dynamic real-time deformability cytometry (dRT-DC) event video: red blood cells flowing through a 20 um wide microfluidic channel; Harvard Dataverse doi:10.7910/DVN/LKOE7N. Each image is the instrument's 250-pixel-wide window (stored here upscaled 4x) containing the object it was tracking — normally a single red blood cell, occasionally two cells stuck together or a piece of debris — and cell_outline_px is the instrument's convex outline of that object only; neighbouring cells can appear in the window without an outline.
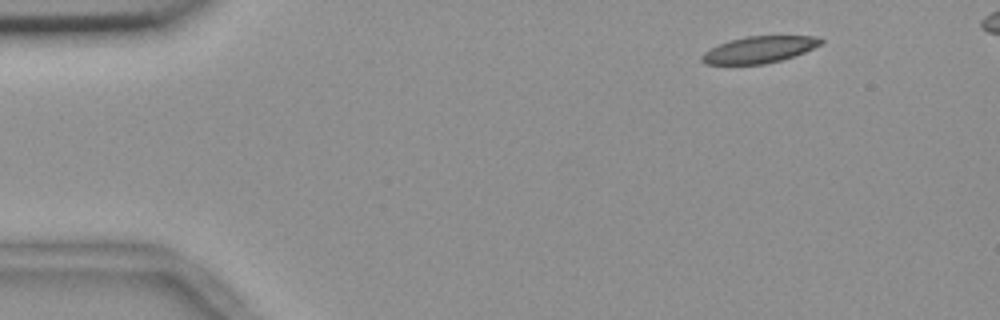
{"species": "common noctule bat (a hibernating species)", "species_latin": "Nyctalus noctula", "temperature_condition": "room temperature", "stored_images_in_passage": 5, "camera_frame_rate_fps": 3000, "um_per_image_px": 0.085, "animal": {"sex": "female", "body_mass_g": 18.4}, "frame": {"image": 1, "passage_image": 1, "time_ms": 0.0, "image_size_px": [1000, 320], "cell_outline_px": [[824, 40], [820, 44], [804, 52], [780, 60], [764, 64], [704, 64], [700, 60], [700, 56], [708, 48], [728, 40], [748, 36], [820, 36]], "centroid_in_image_um": [64.47, 4.21], "position_along_channel_um": 20.5, "area_um2": 18.5}}
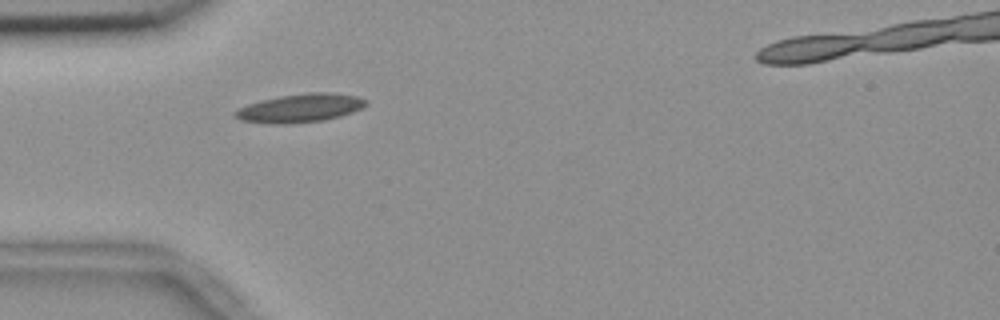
{"frame": {"image": 2, "passage_image": 4, "time_ms": 1.0, "image_size_px": [1000, 320], "cell_outline_px": [[368, 104], [364, 108], [340, 116], [324, 120], [288, 124], [272, 124], [240, 120], [232, 116], [232, 112], [248, 104], [260, 100], [280, 96], [308, 92], [332, 92], [360, 96], [368, 100]], "centroid_in_image_um": [25.54, 9.18], "position_along_channel_um": 59.5, "area_um2": 22.08}}